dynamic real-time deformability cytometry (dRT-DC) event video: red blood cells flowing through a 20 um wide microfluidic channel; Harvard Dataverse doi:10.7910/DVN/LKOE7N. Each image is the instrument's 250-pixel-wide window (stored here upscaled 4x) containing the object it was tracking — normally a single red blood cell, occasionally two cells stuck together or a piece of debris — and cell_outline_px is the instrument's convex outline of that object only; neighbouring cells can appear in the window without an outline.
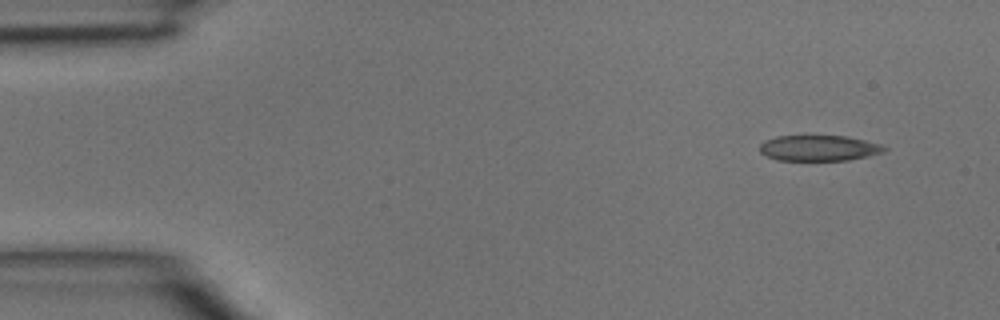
{"species": "common noctule bat (a hibernating species)", "species_latin": "Nyctalus noctula", "temperature_condition": "room temperature", "stored_images_in_passage": 3, "camera_frame_rate_fps": 3000, "um_per_image_px": 0.085, "animal": {"sex": "male", "body_mass_g": 15.6}, "frame": {"image": 1, "passage_image": 1, "time_ms": 0.0, "image_size_px": [1000, 320], "cell_outline_px": [[888, 148], [884, 152], [868, 156], [848, 160], [776, 160], [760, 152], [760, 144], [764, 140], [776, 136], [848, 136], [880, 144]], "centroid_in_image_um": [69.61, 12.58], "position_along_channel_um": 15.4, "area_um2": 18.61}}
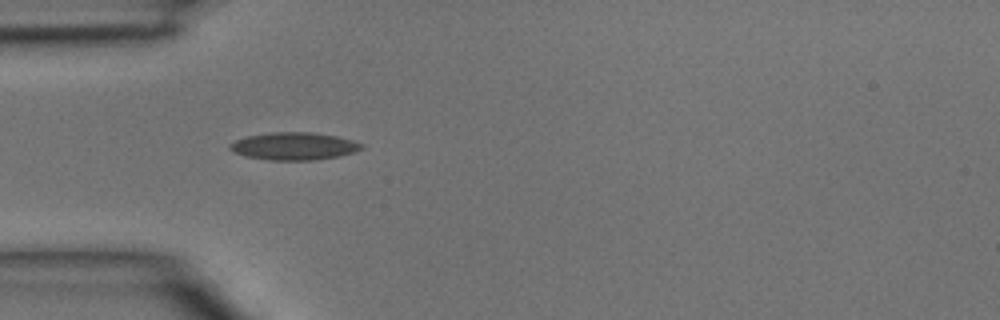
{"frame": {"image": 2, "passage_image": 3, "time_ms": 0.667, "image_size_px": [1000, 320], "cell_outline_px": [[364, 148], [356, 152], [340, 156], [312, 160], [268, 160], [248, 156], [236, 152], [228, 148], [228, 144], [236, 140], [248, 136], [272, 132], [312, 132], [336, 136], [352, 140], [364, 144]], "centroid_in_image_um": [25.04, 12.42], "position_along_channel_um": 60.0, "area_um2": 21.1}}